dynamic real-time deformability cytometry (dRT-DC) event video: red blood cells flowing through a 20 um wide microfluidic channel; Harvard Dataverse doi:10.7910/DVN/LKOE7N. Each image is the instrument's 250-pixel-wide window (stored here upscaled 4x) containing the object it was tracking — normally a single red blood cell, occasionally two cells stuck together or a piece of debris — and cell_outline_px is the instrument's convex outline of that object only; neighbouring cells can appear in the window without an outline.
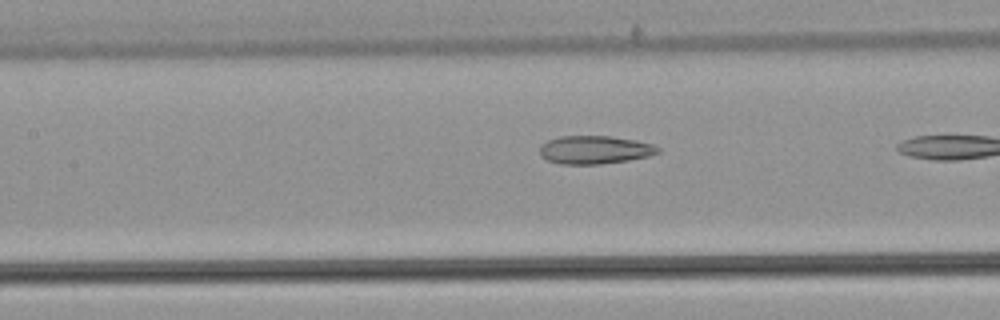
{"species": "common noctule bat (a hibernating species)", "species_latin": "Nyctalus noctula", "temperature_condition": "warm", "stored_images_in_passage": 13, "camera_frame_rate_fps": 3000, "um_per_image_px": 0.085, "animal": {"sex": "male", "body_mass_g": 21.5, "forearm_length_mm": 52.0}, "frame": {"image": 1, "passage_image": 6, "time_ms": 1.667, "image_size_px": [1000, 320], "cell_outline_px": [[660, 152], [648, 156], [628, 160], [600, 164], [560, 164], [548, 160], [540, 156], [540, 144], [548, 140], [560, 136], [612, 136], [636, 140], [652, 144], [660, 148]], "centroid_in_image_um": [50.54, 12.73], "position_along_channel_um": 156.9, "area_um2": 19.48}}